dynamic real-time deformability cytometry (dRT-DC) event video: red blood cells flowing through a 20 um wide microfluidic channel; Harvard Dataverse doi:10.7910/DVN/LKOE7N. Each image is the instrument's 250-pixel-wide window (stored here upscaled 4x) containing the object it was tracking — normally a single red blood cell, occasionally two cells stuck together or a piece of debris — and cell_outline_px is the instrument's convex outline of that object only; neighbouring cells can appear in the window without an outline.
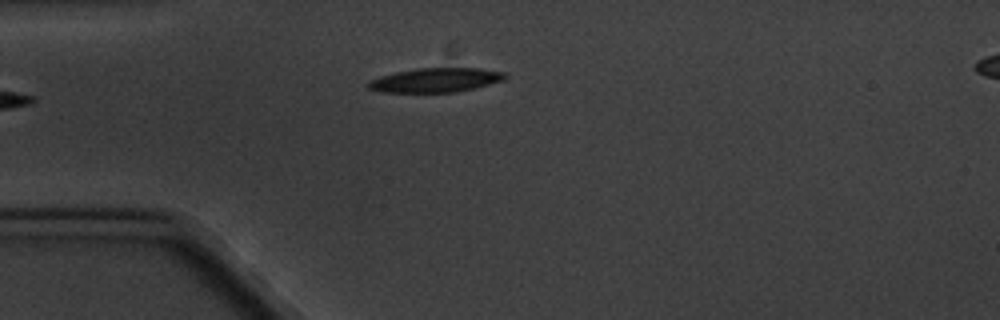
{"species": "common noctule bat (a hibernating species)", "species_latin": "Nyctalus noctula", "temperature_condition": "cold", "stored_images_in_passage": 6, "camera_frame_rate_fps": 3000, "um_per_image_px": 0.085, "animal": {"sex": "male", "body_mass_g": 20.1, "forearm_length_mm": 53.5}, "frame": {"image": 1, "passage_image": 6, "time_ms": 6.333, "image_size_px": [1000, 320], "cell_outline_px": [[508, 76], [504, 80], [456, 92], [380, 92], [368, 88], [368, 80], [380, 76], [396, 72], [416, 68], [480, 68], [504, 72]], "centroid_in_image_um": [37.01, 6.8], "position_along_channel_um": 48.0, "area_um2": 19.25}}